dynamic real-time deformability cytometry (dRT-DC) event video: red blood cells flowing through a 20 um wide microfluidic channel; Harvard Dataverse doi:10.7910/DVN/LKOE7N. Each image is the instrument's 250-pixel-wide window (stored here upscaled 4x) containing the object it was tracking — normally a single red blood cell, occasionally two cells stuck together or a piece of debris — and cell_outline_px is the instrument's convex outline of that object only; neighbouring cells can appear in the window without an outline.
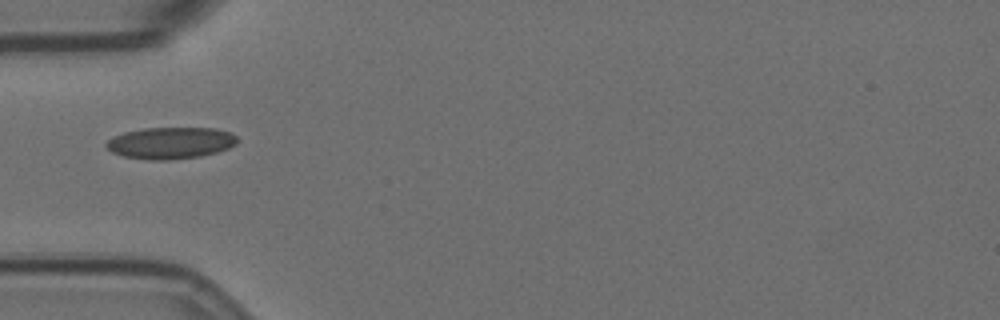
{"species": "Egyptian fruit bat (a non-hibernating species)", "species_latin": "Rousettus aegyptiacus", "temperature_condition": "room temperature", "stored_images_in_passage": 34, "camera_frame_rate_fps": 3000, "um_per_image_px": 0.085, "animal": {"sex": "female"}, "frame": {"image": 1, "passage_image": 1, "time_ms": 0.0, "image_size_px": [1000, 320], "cell_outline_px": [[236, 144], [228, 148], [216, 152], [200, 156], [168, 160], [148, 160], [124, 156], [112, 152], [104, 144], [108, 140], [124, 132], [144, 128], [216, 128], [232, 132], [236, 136]], "centroid_in_image_um": [14.51, 12.15], "position_along_channel_um": 70.5, "area_um2": 24.1}}
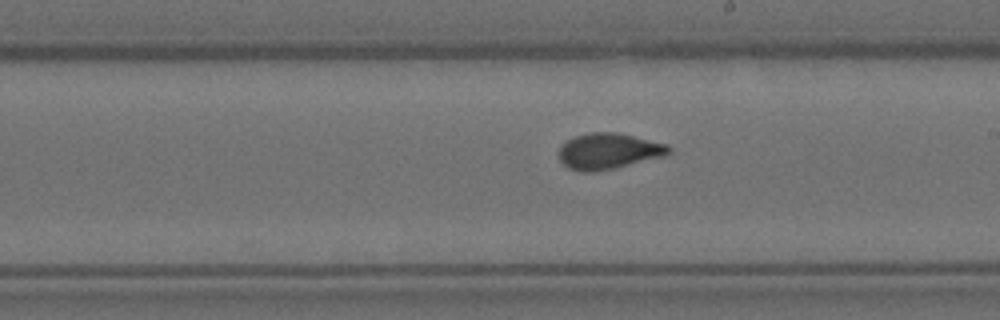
{"frame": {"image": 2, "passage_image": 15, "time_ms": 4.667, "image_size_px": [1000, 320], "cell_outline_px": [[672, 148], [664, 156], [612, 168], [592, 172], [580, 172], [568, 168], [560, 160], [560, 144], [576, 136], [588, 132], [616, 132], [668, 144]], "centroid_in_image_um": [51.7, 12.84], "position_along_channel_um": 237.3, "area_um2": 22.77}}
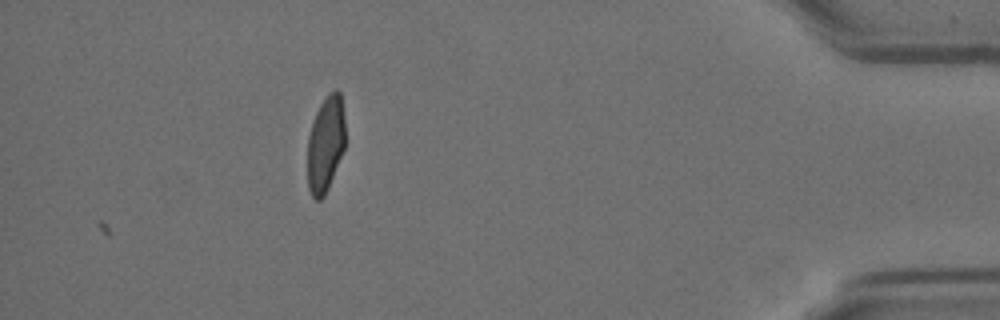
{"frame": {"image": 3, "passage_image": 34, "time_ms": 11.0, "image_size_px": [1000, 320], "cell_outline_px": [[344, 148], [328, 188], [324, 196], [320, 200], [316, 200], [312, 196], [308, 188], [308, 136], [316, 112], [324, 96], [328, 92], [336, 88], [340, 92], [344, 116]], "centroid_in_image_um": [27.66, 12.2], "position_along_channel_um": 407.5, "area_um2": 21.04}, "authors_computed_cell_mechanics": {"area_um2": 22.3108, "velocity_mm_per_s": 3.551, "shape_relaxation_time_tau1_ms": 4.6593, "shape_relaxation_time_tau2_ms": 0.7588, "deformation_change_tau1": 0.1545, "deformation_change_tau2": 0.0489}}